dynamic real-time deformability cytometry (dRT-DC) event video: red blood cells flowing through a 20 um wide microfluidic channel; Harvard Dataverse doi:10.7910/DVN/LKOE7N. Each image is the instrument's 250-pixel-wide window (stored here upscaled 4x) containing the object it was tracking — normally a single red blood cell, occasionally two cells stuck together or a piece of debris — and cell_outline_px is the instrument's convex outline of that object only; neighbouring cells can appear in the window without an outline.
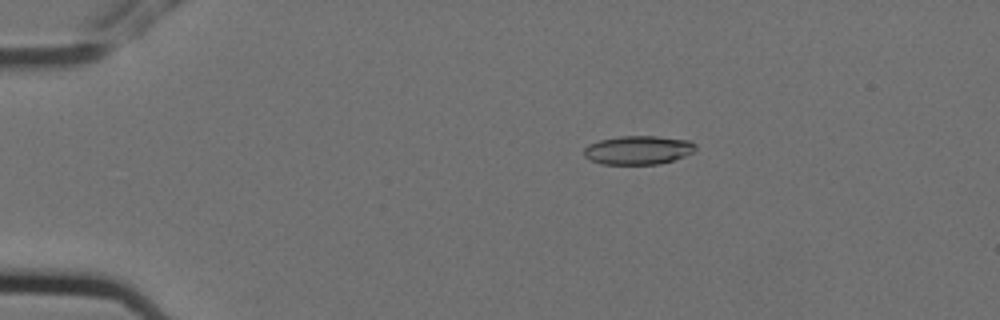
{"species": "Egyptian fruit bat (a non-hibernating species)", "species_latin": "Rousettus aegyptiacus", "temperature_condition": "cold", "stored_images_in_passage": 6, "camera_frame_rate_fps": 3000, "um_per_image_px": 0.085, "animal": {"sex": "female"}, "frame": {"image": 1, "passage_image": 4, "time_ms": 1.0, "image_size_px": [1000, 320], "cell_outline_px": [[696, 148], [692, 152], [684, 156], [660, 164], [600, 164], [584, 156], [584, 148], [588, 144], [600, 140], [620, 136], [656, 136], [688, 140], [696, 144]], "centroid_in_image_um": [54.23, 12.75], "position_along_channel_um": 30.8, "area_um2": 18.61}}